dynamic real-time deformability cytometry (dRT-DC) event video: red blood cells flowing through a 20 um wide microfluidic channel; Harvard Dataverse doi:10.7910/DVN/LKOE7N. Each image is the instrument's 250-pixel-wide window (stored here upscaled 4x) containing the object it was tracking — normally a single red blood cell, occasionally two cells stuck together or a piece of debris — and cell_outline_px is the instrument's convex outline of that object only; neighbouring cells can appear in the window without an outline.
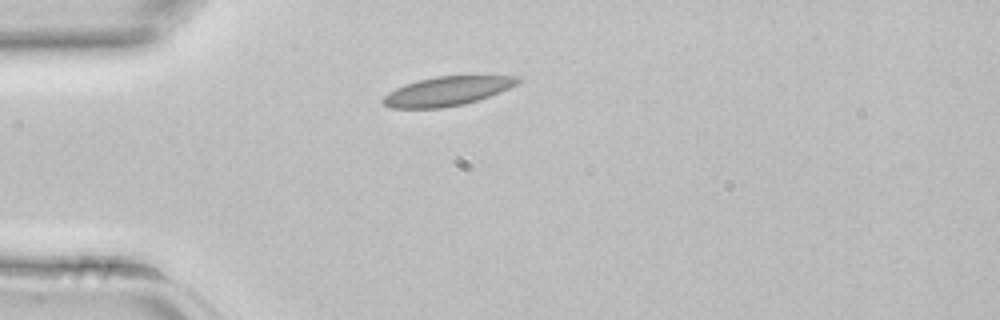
{"species": "common noctule bat (a hibernating species)", "species_latin": "Nyctalus noctula", "temperature_condition": "room temperature", "stored_images_in_passage": 32, "camera_frame_rate_fps": 3000, "um_per_image_px": 0.085, "animal": {"sex": "female", "body_mass_g": 22.7, "forearm_length_mm": 54.2}, "frame": {"image": 1, "passage_image": 1, "time_ms": 0.0, "image_size_px": [1000, 320], "cell_outline_px": [[520, 80], [516, 84], [500, 92], [464, 104], [444, 108], [392, 108], [384, 104], [380, 100], [388, 92], [404, 84], [436, 76], [520, 76]], "centroid_in_image_um": [37.96, 7.75], "position_along_channel_um": 47.0, "area_um2": 22.66}}
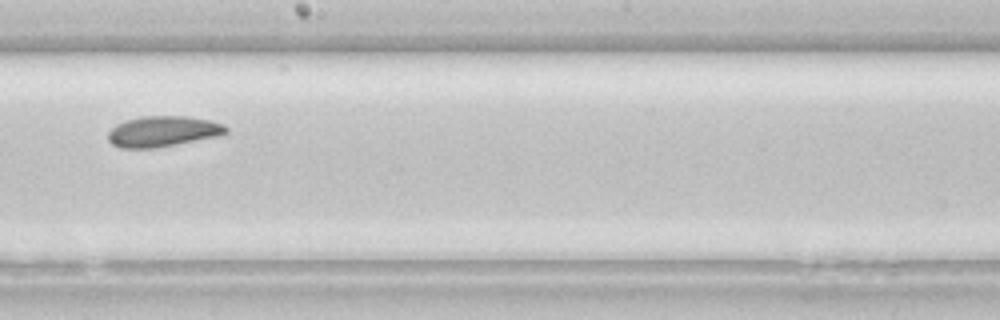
{"frame": {"image": 2, "passage_image": 14, "time_ms": 4.333, "image_size_px": [1000, 320], "cell_outline_px": [[228, 132], [220, 136], [176, 144], [152, 148], [120, 148], [112, 144], [108, 140], [108, 132], [116, 124], [124, 120], [140, 116], [188, 116], [208, 120], [224, 124], [228, 128]], "centroid_in_image_um": [13.84, 11.16], "position_along_channel_um": 234.4, "area_um2": 21.21}}
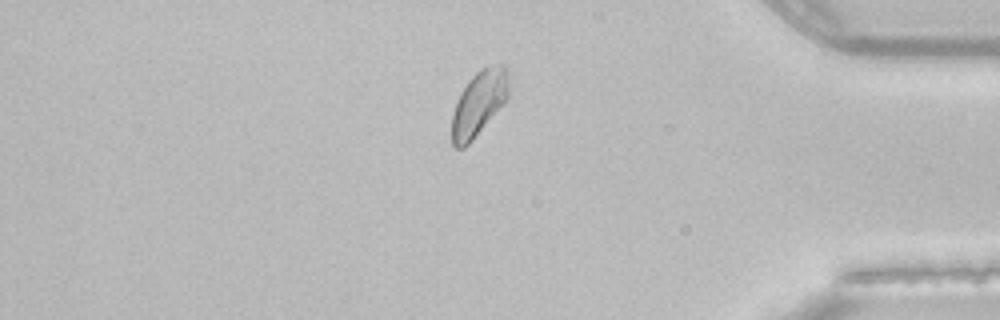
{"frame": {"image": 3, "passage_image": 26, "time_ms": 8.333, "image_size_px": [1000, 320], "cell_outline_px": [[508, 96], [504, 104], [472, 140], [464, 148], [452, 148], [452, 116], [460, 92], [468, 80], [476, 72], [488, 64], [500, 64], [508, 68]], "centroid_in_image_um": [40.71, 8.76], "position_along_channel_um": 394.5, "area_um2": 21.62}}